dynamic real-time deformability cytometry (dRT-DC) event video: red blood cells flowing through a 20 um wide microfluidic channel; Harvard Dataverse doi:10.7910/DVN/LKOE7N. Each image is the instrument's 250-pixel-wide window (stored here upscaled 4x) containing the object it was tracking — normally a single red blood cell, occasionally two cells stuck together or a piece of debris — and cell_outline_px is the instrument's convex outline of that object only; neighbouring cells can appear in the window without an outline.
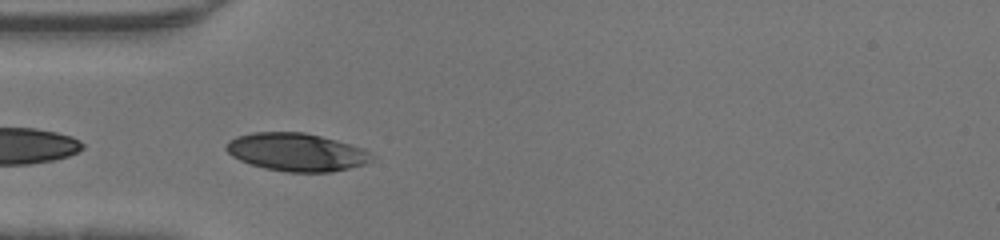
{"species": "human", "species_latin": "Homo sapiens", "temperature_condition": "warm", "stored_images_in_passage": 10, "camera_frame_rate_fps": 3000, "um_per_image_px": 0.085, "donor": {"sex": "male"}, "frame": {"image": 1, "passage_image": 2, "time_ms": 0.333, "image_size_px": [1000, 240], "cell_outline_px": [[376, 156], [368, 164], [332, 172], [288, 172], [264, 168], [240, 160], [232, 156], [224, 148], [224, 144], [228, 140], [236, 136], [252, 132], [304, 132], [336, 140], [364, 148]], "centroid_in_image_um": [25.22, 12.93], "position_along_channel_um": 59.8, "area_um2": 32.54}}
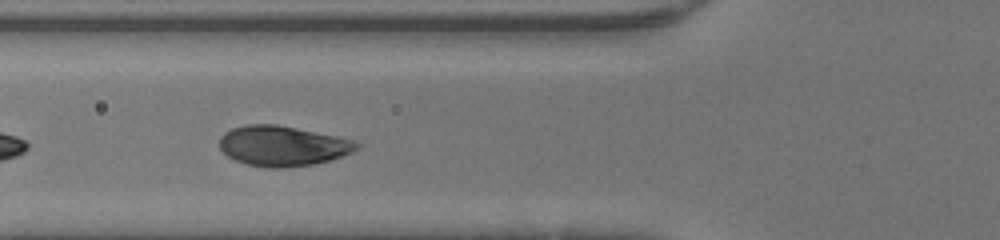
{"frame": {"image": 2, "passage_image": 5, "time_ms": 1.333, "image_size_px": [1000, 240], "cell_outline_px": [[360, 148], [352, 152], [328, 160], [312, 164], [284, 168], [268, 168], [244, 164], [228, 156], [220, 148], [220, 136], [224, 132], [232, 128], [244, 124], [276, 124], [336, 136], [352, 140], [360, 144]], "centroid_in_image_um": [23.99, 12.4], "position_along_channel_um": 101.8, "area_um2": 32.02}}